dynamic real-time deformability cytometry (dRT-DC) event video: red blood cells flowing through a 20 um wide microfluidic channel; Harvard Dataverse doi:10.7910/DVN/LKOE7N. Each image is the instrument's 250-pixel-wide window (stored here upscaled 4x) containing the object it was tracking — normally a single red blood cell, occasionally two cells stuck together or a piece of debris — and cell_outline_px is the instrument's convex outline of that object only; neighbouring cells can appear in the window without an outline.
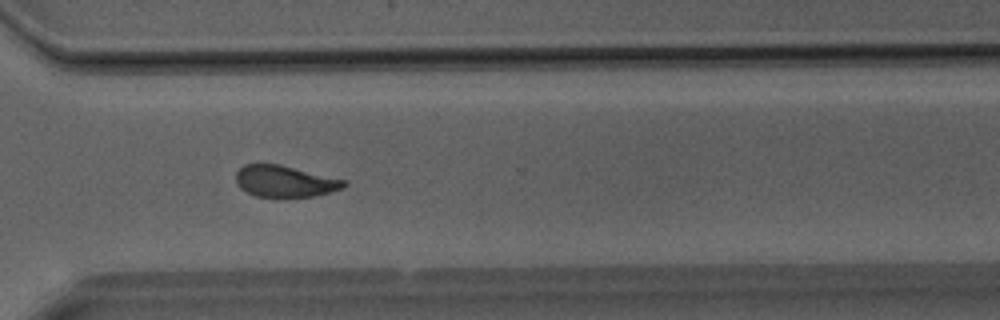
{"species": "Egyptian fruit bat (a non-hibernating species)", "species_latin": "Rousettus aegyptiacus", "temperature_condition": "room temperature", "stored_images_in_passage": 38, "camera_frame_rate_fps": 3000, "um_per_image_px": 0.085, "animal": {"sex": "male"}, "frame": {"image": 1, "passage_image": 28, "time_ms": 9.0, "image_size_px": [1000, 320], "cell_outline_px": [[348, 184], [344, 188], [312, 196], [256, 196], [240, 188], [236, 184], [236, 172], [244, 164], [280, 164], [348, 180]], "centroid_in_image_um": [24.24, 15.39], "position_along_channel_um": 346.4, "area_um2": 19.77}}
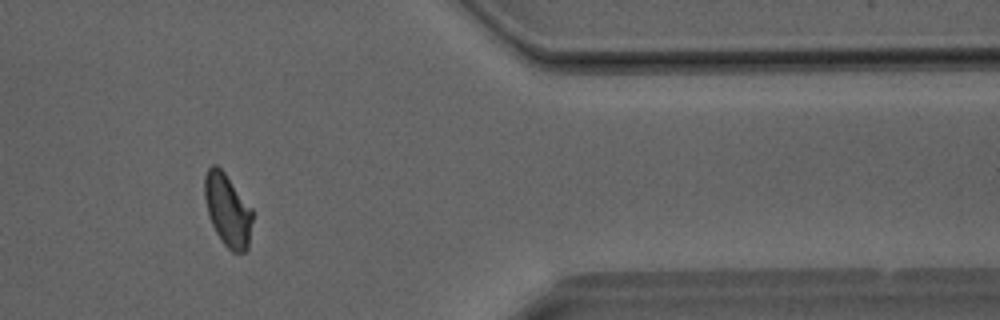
{"frame": {"image": 2, "passage_image": 32, "time_ms": 10.333, "image_size_px": [1000, 320], "cell_outline_px": [[252, 220], [248, 248], [244, 252], [232, 252], [224, 244], [216, 232], [208, 216], [204, 196], [204, 176], [208, 168], [212, 164], [216, 164], [224, 172], [252, 208]], "centroid_in_image_um": [19.33, 17.84], "position_along_channel_um": 392.1, "area_um2": 20.17}}
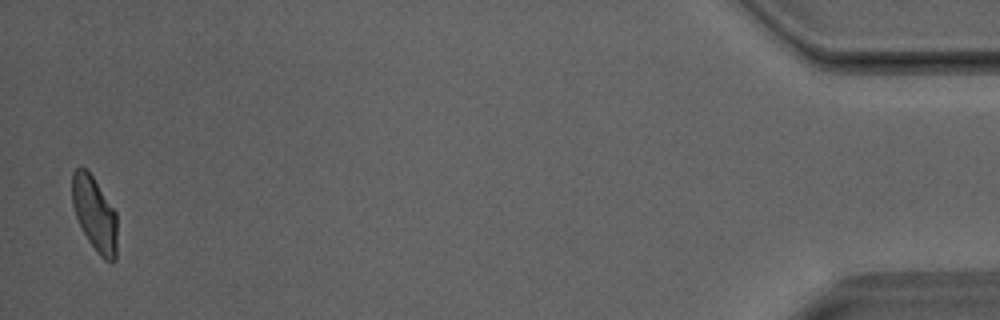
{"frame": {"image": 3, "passage_image": 38, "time_ms": 12.333, "image_size_px": [1000, 320], "cell_outline_px": [[116, 260], [112, 264], [104, 260], [100, 256], [88, 240], [76, 216], [72, 204], [72, 172], [80, 164], [92, 176], [116, 212]], "centroid_in_image_um": [8.04, 18.19], "position_along_channel_um": 427.2, "area_um2": 19.42}}